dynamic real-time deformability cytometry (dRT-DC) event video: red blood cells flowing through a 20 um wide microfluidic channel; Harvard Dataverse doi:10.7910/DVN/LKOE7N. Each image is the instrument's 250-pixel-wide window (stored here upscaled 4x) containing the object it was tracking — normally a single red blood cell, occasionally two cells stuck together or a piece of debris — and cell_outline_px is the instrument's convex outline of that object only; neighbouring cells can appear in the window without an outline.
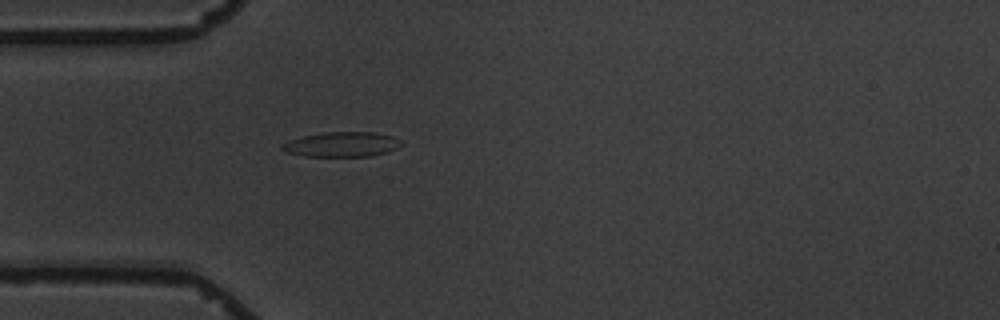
{"species": "common noctule bat (a hibernating species)", "species_latin": "Nyctalus noctula", "temperature_condition": "warm", "stored_images_in_passage": 3, "camera_frame_rate_fps": 3000, "um_per_image_px": 0.085, "animal": {"sex": "male", "body_mass_g": 19.5, "forearm_length_mm": 54.6}, "frame": {"image": 1, "passage_image": 3, "time_ms": 6.667, "image_size_px": [1000, 320], "cell_outline_px": [[404, 144], [388, 152], [372, 156], [304, 156], [288, 152], [280, 148], [280, 144], [288, 140], [304, 136], [324, 132], [372, 132], [392, 136], [400, 140]], "centroid_in_image_um": [29.06, 12.27], "position_along_channel_um": 55.9, "area_um2": 17.28}}